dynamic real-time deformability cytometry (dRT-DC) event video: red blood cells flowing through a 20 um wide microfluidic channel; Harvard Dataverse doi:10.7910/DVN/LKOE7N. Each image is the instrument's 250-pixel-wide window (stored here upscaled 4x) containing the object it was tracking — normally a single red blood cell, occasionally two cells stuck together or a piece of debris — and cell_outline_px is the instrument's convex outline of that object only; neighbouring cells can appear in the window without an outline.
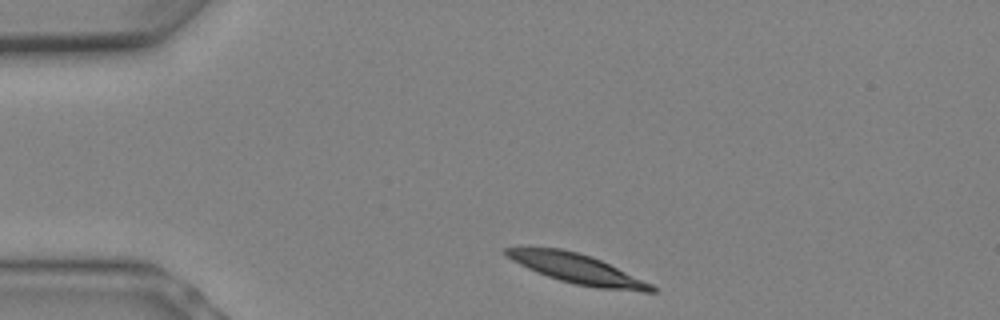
{"species": "Egyptian fruit bat (a non-hibernating species)", "species_latin": "Rousettus aegyptiacus", "temperature_condition": "warm", "stored_images_in_passage": 3, "camera_frame_rate_fps": 3000, "um_per_image_px": 0.085, "animal": {"sex": "female"}, "frame": {"image": 1, "passage_image": 1, "time_ms": 0.0, "image_size_px": [1000, 320], "cell_outline_px": [[656, 292], [640, 292], [596, 288], [576, 284], [560, 280], [548, 276], [528, 268], [512, 260], [504, 252], [504, 248], [560, 248], [580, 252], [592, 256], [652, 284], [656, 288]], "centroid_in_image_um": [49.12, 22.86], "position_along_channel_um": 35.9, "area_um2": 24.8}}